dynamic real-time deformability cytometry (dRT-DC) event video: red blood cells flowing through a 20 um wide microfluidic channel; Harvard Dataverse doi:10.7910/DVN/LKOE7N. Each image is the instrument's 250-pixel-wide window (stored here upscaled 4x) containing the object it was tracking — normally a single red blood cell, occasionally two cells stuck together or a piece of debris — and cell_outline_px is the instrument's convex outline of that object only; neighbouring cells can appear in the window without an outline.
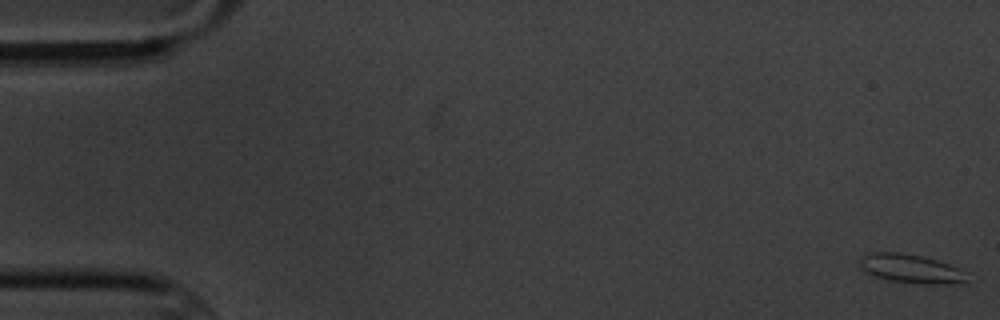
{"species": "common noctule bat (a hibernating species)", "species_latin": "Nyctalus noctula", "temperature_condition": "cold", "stored_images_in_passage": 3, "segment_of_instrument_passage": [2, 2], "camera_frame_rate_fps": 3000, "um_per_image_px": 0.085, "animal": {"sex": "male", "body_mass_g": 20.1, "forearm_length_mm": 53.5}, "frame": {"image": 1, "passage_image": 3, "time_ms": 2.333, "image_size_px": [1000, 320], "cell_outline_px": [[964, 280], [960, 284], [924, 284], [888, 280], [868, 276], [860, 268], [860, 256], [868, 252], [900, 252], [920, 256], [936, 260], [948, 264], [956, 268]], "centroid_in_image_um": [77.24, 22.83], "position_along_channel_um": 7.8, "area_um2": 17.86}}